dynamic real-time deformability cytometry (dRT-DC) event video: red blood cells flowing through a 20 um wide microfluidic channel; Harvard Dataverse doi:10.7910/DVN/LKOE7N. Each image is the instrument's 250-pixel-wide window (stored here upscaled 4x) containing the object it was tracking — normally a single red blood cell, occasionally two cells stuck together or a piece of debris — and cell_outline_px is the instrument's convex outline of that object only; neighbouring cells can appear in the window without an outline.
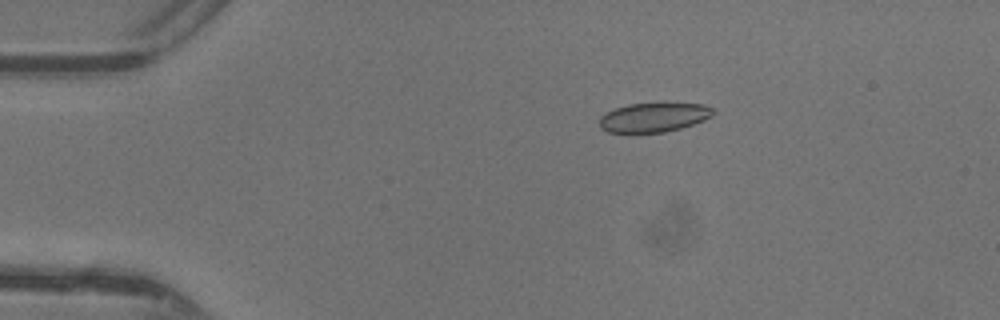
{"species": "common noctule bat (a hibernating species)", "species_latin": "Nyctalus noctula", "temperature_condition": "warm", "stored_images_in_passage": 10, "camera_frame_rate_fps": 3000, "um_per_image_px": 0.085, "animal": {"sex": "female"}, "frame": {"image": 1, "passage_image": 6, "time_ms": 1.667, "image_size_px": [1000, 320], "cell_outline_px": [[716, 112], [712, 116], [704, 120], [680, 128], [664, 132], [608, 132], [600, 128], [600, 116], [616, 108], [628, 104], [664, 100], [704, 104], [716, 108]], "centroid_in_image_um": [55.66, 9.91], "position_along_channel_um": 29.3, "area_um2": 20.23}}